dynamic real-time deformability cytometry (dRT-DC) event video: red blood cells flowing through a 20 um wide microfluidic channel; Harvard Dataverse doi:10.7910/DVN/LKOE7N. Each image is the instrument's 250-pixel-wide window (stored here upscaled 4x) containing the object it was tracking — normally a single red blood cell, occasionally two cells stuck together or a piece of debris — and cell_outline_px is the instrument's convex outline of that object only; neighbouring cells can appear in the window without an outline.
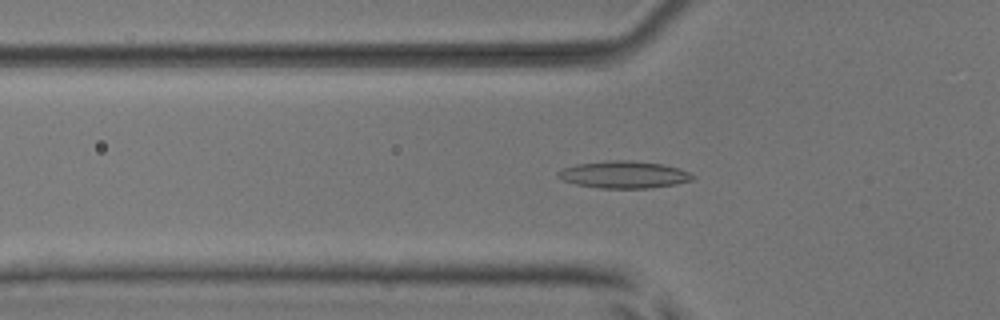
{"species": "common noctule bat (a hibernating species)", "species_latin": "Nyctalus noctula", "temperature_condition": "room temperature", "stored_images_in_passage": 48, "camera_frame_rate_fps": 3000, "um_per_image_px": 0.085, "animal": {"sex": "male", "body_mass_g": 17.9, "forearm_length_mm": 54.2}, "frame": {"image": 1, "passage_image": 17, "time_ms": 5.333, "image_size_px": [1000, 320], "cell_outline_px": [[696, 176], [692, 180], [676, 184], [648, 188], [600, 188], [576, 184], [564, 180], [556, 176], [556, 172], [564, 168], [576, 164], [608, 160], [632, 160], [664, 164], [680, 168]], "centroid_in_image_um": [53.05, 14.83], "position_along_channel_um": 72.8, "area_um2": 21.39}}
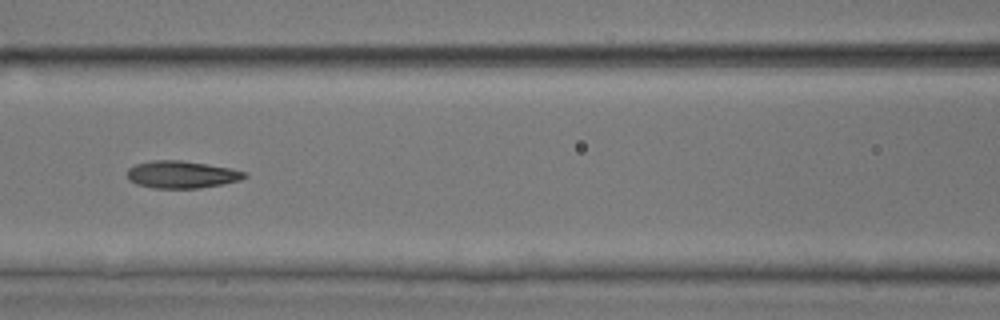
{"frame": {"image": 2, "passage_image": 23, "time_ms": 7.333, "image_size_px": [1000, 320], "cell_outline_px": [[248, 176], [240, 180], [224, 184], [200, 188], [152, 188], [136, 184], [128, 180], [128, 168], [136, 164], [152, 160], [180, 160], [208, 164], [232, 168], [248, 172]], "centroid_in_image_um": [15.47, 14.83], "position_along_channel_um": 151.1, "area_um2": 18.9}}
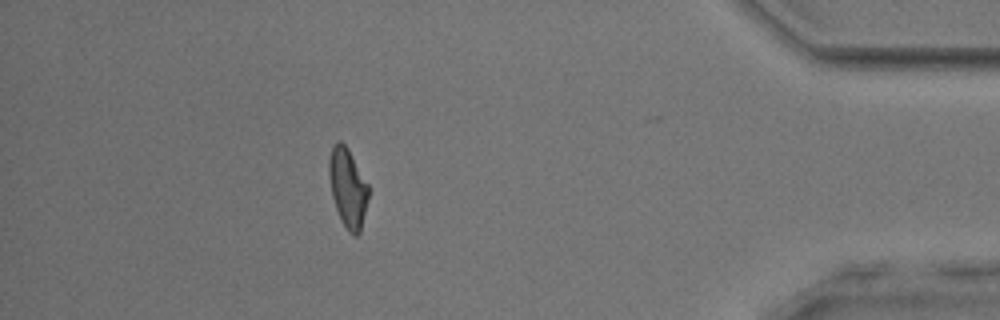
{"frame": {"image": 3, "passage_image": 46, "time_ms": 15.0, "image_size_px": [1000, 320], "cell_outline_px": [[368, 200], [360, 232], [356, 236], [352, 236], [348, 232], [340, 220], [332, 196], [328, 176], [328, 160], [332, 148], [336, 140], [340, 140], [348, 148], [368, 184]], "centroid_in_image_um": [29.54, 15.97], "position_along_channel_um": 405.7, "area_um2": 18.32}, "authors_computed_cell_mechanics": {"area_um2": 18.8717, "velocity_mm_per_s": 3.9143, "shape_relaxation_time_tau1_ms": null, "shape_relaxation_time_tau2_ms": 1.7575, "deformation_change_tau1": null, "deformation_change_tau2": 0.0936}}